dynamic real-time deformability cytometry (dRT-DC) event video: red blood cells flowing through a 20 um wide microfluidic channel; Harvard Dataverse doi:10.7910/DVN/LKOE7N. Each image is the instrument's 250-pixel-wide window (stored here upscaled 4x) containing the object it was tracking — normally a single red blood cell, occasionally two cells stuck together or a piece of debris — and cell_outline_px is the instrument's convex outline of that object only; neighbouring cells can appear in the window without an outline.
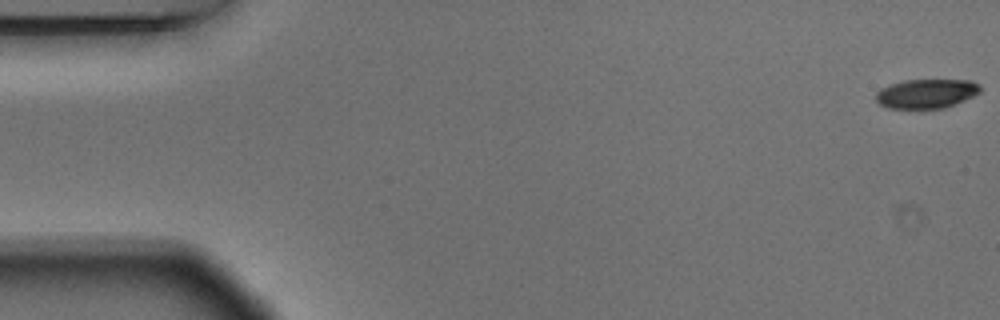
{"species": "Egyptian fruit bat (a non-hibernating species)", "species_latin": "Rousettus aegyptiacus", "temperature_condition": "warm", "stored_images_in_passage": 55, "camera_frame_rate_fps": 3000, "um_per_image_px": 0.085, "animal": {"sex": "male"}, "frame": {"image": 1, "passage_image": 1, "time_ms": 0.0, "image_size_px": [1000, 320], "cell_outline_px": [[980, 92], [964, 100], [944, 108], [888, 108], [880, 104], [876, 100], [876, 92], [880, 88], [888, 84], [904, 80], [972, 80], [980, 84]], "centroid_in_image_um": [78.72, 7.94], "position_along_channel_um": 6.3, "area_um2": 17.8}}
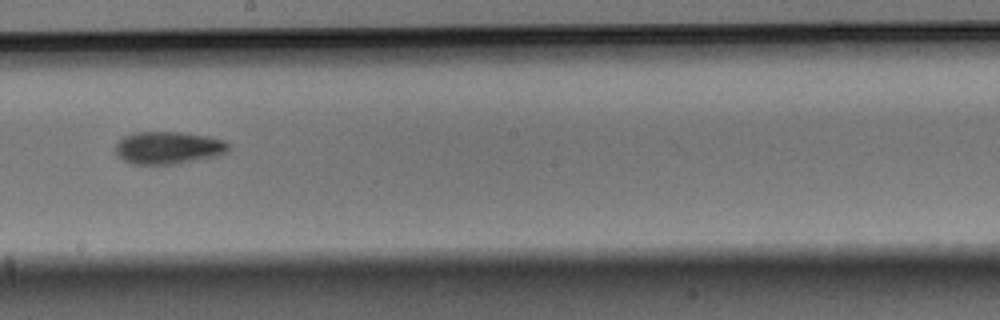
{"frame": {"image": 2, "passage_image": 31, "time_ms": 10.0, "image_size_px": [1000, 320], "cell_outline_px": [[228, 148], [224, 152], [216, 156], [176, 164], [132, 164], [116, 156], [116, 144], [124, 136], [136, 132], [180, 132], [208, 136], [224, 140], [228, 144]], "centroid_in_image_um": [14.27, 12.56], "position_along_channel_um": 233.9, "area_um2": 21.27}}
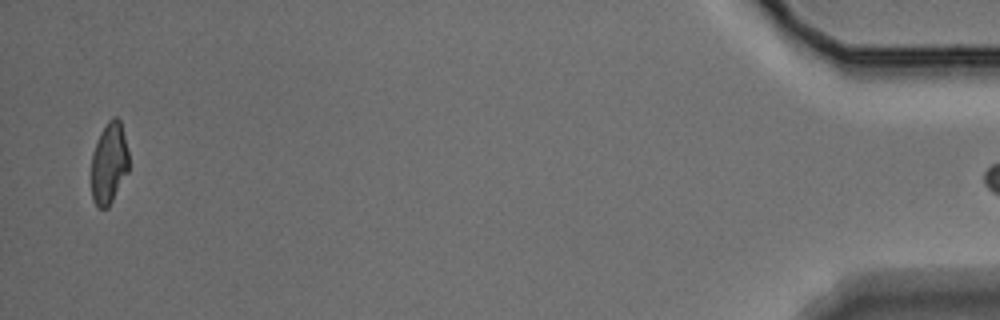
{"frame": {"image": 3, "passage_image": 54, "time_ms": 17.667, "image_size_px": [1000, 320], "cell_outline_px": [[128, 172], [108, 208], [100, 208], [92, 200], [92, 152], [100, 132], [108, 120], [112, 116], [116, 116], [120, 120], [128, 152]], "centroid_in_image_um": [9.26, 13.86], "position_along_channel_um": 425.9, "area_um2": 17.74}}